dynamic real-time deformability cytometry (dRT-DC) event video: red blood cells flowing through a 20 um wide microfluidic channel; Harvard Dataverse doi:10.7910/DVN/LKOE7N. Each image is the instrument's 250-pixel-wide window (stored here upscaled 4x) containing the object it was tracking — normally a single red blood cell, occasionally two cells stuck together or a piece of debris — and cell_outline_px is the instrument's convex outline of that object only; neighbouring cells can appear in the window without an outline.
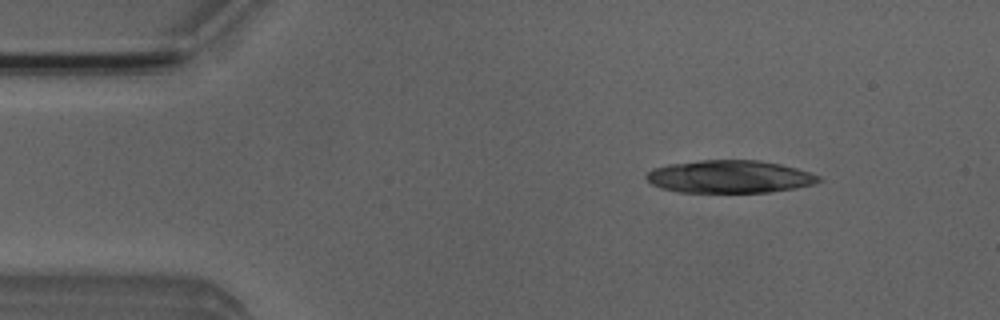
{"species": "Egyptian fruit bat (a non-hibernating species)", "species_latin": "Rousettus aegyptiacus", "temperature_condition": "room temperature", "stored_images_in_passage": 2, "camera_frame_rate_fps": 3000, "um_per_image_px": 0.085, "animal": {"sex": "male"}, "frame": {"image": 1, "passage_image": 1, "time_ms": 0.0, "image_size_px": [1000, 320], "cell_outline_px": [[824, 180], [816, 184], [796, 188], [768, 192], [676, 192], [660, 188], [652, 184], [644, 176], [652, 168], [668, 164], [700, 160], [756, 160], [780, 164], [796, 168], [820, 176]], "centroid_in_image_um": [62.01, 15.02], "position_along_channel_um": 23.0, "area_um2": 33.0}}